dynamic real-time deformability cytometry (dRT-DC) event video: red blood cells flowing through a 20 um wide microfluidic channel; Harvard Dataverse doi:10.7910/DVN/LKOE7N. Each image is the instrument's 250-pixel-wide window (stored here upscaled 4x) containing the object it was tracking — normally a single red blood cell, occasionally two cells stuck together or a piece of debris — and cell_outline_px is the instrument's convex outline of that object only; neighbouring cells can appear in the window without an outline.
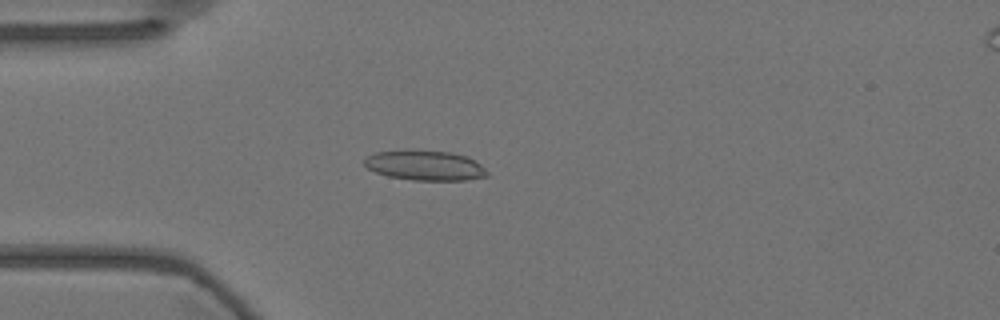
{"species": "Egyptian fruit bat (a non-hibernating species)", "species_latin": "Rousettus aegyptiacus", "temperature_condition": "warm", "stored_images_in_passage": 42, "camera_frame_rate_fps": 3000, "um_per_image_px": 0.085, "animal": {"sex": "female"}, "frame": {"image": 1, "passage_image": 1, "time_ms": 0.0, "image_size_px": [1000, 320], "cell_outline_px": [[488, 176], [464, 180], [412, 180], [388, 176], [376, 172], [368, 168], [364, 164], [364, 160], [368, 156], [376, 152], [404, 148], [416, 148], [452, 152], [468, 156], [480, 164], [488, 172]], "centroid_in_image_um": [36.11, 14.02], "position_along_channel_um": 48.9, "area_um2": 22.02}}
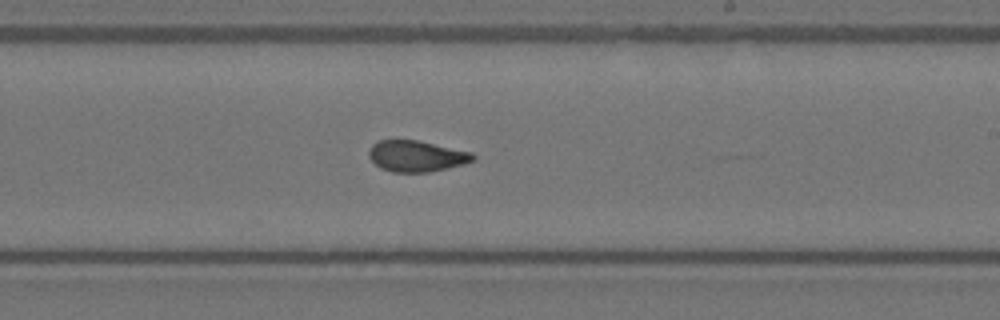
{"frame": {"image": 2, "passage_image": 19, "time_ms": 6.0, "image_size_px": [1000, 320], "cell_outline_px": [[476, 160], [464, 164], [448, 168], [428, 172], [392, 172], [380, 168], [368, 156], [368, 152], [372, 144], [380, 140], [420, 140], [472, 152], [476, 156]], "centroid_in_image_um": [35.43, 13.26], "position_along_channel_um": 253.6, "area_um2": 19.07}}
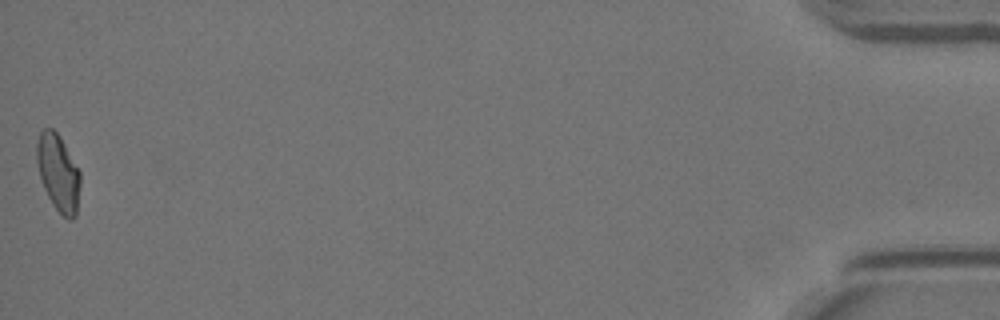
{"frame": {"image": 3, "passage_image": 42, "time_ms": 13.667, "image_size_px": [1000, 320], "cell_outline_px": [[80, 184], [76, 216], [72, 220], [68, 220], [52, 204], [44, 188], [40, 176], [36, 160], [36, 144], [40, 132], [44, 128], [52, 128], [60, 136], [80, 172]], "centroid_in_image_um": [4.95, 14.68], "position_along_channel_um": 430.3, "area_um2": 19.36}, "authors_computed_cell_mechanics": {"area_um2": 19.363, "velocity_mm_per_s": 3.5939, "shape_relaxation_time_tau1_ms": 7.2031, "shape_relaxation_time_tau2_ms": 1.5719, "deformation_change_tau1": 0.1689, "deformation_change_tau2": 0.0588}}